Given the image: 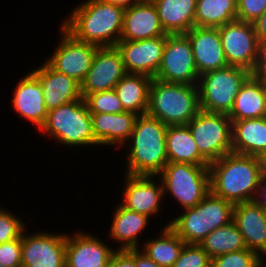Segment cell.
I'll list each match as a JSON object with an SVG mask.
<instances>
[{"label":"cell","mask_w":266,"mask_h":267,"mask_svg":"<svg viewBox=\"0 0 266 267\" xmlns=\"http://www.w3.org/2000/svg\"><path fill=\"white\" fill-rule=\"evenodd\" d=\"M125 8L100 0H84L61 25L75 39L98 47H114L120 41Z\"/></svg>","instance_id":"6da1fadb"},{"label":"cell","mask_w":266,"mask_h":267,"mask_svg":"<svg viewBox=\"0 0 266 267\" xmlns=\"http://www.w3.org/2000/svg\"><path fill=\"white\" fill-rule=\"evenodd\" d=\"M210 191L233 203L253 201L262 176L258 157L229 153L209 164Z\"/></svg>","instance_id":"7a4b0ae2"},{"label":"cell","mask_w":266,"mask_h":267,"mask_svg":"<svg viewBox=\"0 0 266 267\" xmlns=\"http://www.w3.org/2000/svg\"><path fill=\"white\" fill-rule=\"evenodd\" d=\"M167 127L147 114L138 115L127 147L126 175L158 176L168 163L166 152Z\"/></svg>","instance_id":"3957f363"},{"label":"cell","mask_w":266,"mask_h":267,"mask_svg":"<svg viewBox=\"0 0 266 267\" xmlns=\"http://www.w3.org/2000/svg\"><path fill=\"white\" fill-rule=\"evenodd\" d=\"M200 111L197 85L168 83L153 78L146 114L166 126L187 125Z\"/></svg>","instance_id":"277c9868"},{"label":"cell","mask_w":266,"mask_h":267,"mask_svg":"<svg viewBox=\"0 0 266 267\" xmlns=\"http://www.w3.org/2000/svg\"><path fill=\"white\" fill-rule=\"evenodd\" d=\"M234 204L211 191L194 207L167 223L187 244H199L213 230L233 220Z\"/></svg>","instance_id":"5b68a950"},{"label":"cell","mask_w":266,"mask_h":267,"mask_svg":"<svg viewBox=\"0 0 266 267\" xmlns=\"http://www.w3.org/2000/svg\"><path fill=\"white\" fill-rule=\"evenodd\" d=\"M39 132L63 146L76 149L92 145L99 147L92 130L91 113L84 98L48 111Z\"/></svg>","instance_id":"8992f818"},{"label":"cell","mask_w":266,"mask_h":267,"mask_svg":"<svg viewBox=\"0 0 266 267\" xmlns=\"http://www.w3.org/2000/svg\"><path fill=\"white\" fill-rule=\"evenodd\" d=\"M158 177L164 195L174 197L182 210L194 207L210 192L209 166L168 162Z\"/></svg>","instance_id":"52a82bcc"},{"label":"cell","mask_w":266,"mask_h":267,"mask_svg":"<svg viewBox=\"0 0 266 267\" xmlns=\"http://www.w3.org/2000/svg\"><path fill=\"white\" fill-rule=\"evenodd\" d=\"M250 72L236 66H226L202 74L198 80L200 110L229 114L241 85Z\"/></svg>","instance_id":"ba28073f"},{"label":"cell","mask_w":266,"mask_h":267,"mask_svg":"<svg viewBox=\"0 0 266 267\" xmlns=\"http://www.w3.org/2000/svg\"><path fill=\"white\" fill-rule=\"evenodd\" d=\"M187 126L209 163L232 152V121L227 114L200 110Z\"/></svg>","instance_id":"9c48e42d"},{"label":"cell","mask_w":266,"mask_h":267,"mask_svg":"<svg viewBox=\"0 0 266 267\" xmlns=\"http://www.w3.org/2000/svg\"><path fill=\"white\" fill-rule=\"evenodd\" d=\"M194 55L186 34H167L161 63L155 79L168 83L197 85Z\"/></svg>","instance_id":"30bf717a"},{"label":"cell","mask_w":266,"mask_h":267,"mask_svg":"<svg viewBox=\"0 0 266 267\" xmlns=\"http://www.w3.org/2000/svg\"><path fill=\"white\" fill-rule=\"evenodd\" d=\"M60 42L46 62L57 72L75 79L80 84L91 68L98 46L75 39L61 25Z\"/></svg>","instance_id":"8fae6325"},{"label":"cell","mask_w":266,"mask_h":267,"mask_svg":"<svg viewBox=\"0 0 266 267\" xmlns=\"http://www.w3.org/2000/svg\"><path fill=\"white\" fill-rule=\"evenodd\" d=\"M22 232V267H66V234Z\"/></svg>","instance_id":"7c38bea8"},{"label":"cell","mask_w":266,"mask_h":267,"mask_svg":"<svg viewBox=\"0 0 266 267\" xmlns=\"http://www.w3.org/2000/svg\"><path fill=\"white\" fill-rule=\"evenodd\" d=\"M218 29L228 65L250 72L255 64L258 49L253 24L235 20Z\"/></svg>","instance_id":"4fadbf2b"},{"label":"cell","mask_w":266,"mask_h":267,"mask_svg":"<svg viewBox=\"0 0 266 267\" xmlns=\"http://www.w3.org/2000/svg\"><path fill=\"white\" fill-rule=\"evenodd\" d=\"M127 74L120 51L114 47H99L95 53L91 68L81 83V94L112 90Z\"/></svg>","instance_id":"5bb4252c"},{"label":"cell","mask_w":266,"mask_h":267,"mask_svg":"<svg viewBox=\"0 0 266 267\" xmlns=\"http://www.w3.org/2000/svg\"><path fill=\"white\" fill-rule=\"evenodd\" d=\"M155 178L159 180V184ZM123 191L120 203L123 207L144 214L149 218L160 213L161 201L165 196L162 182L158 176L125 174Z\"/></svg>","instance_id":"9a60e30c"},{"label":"cell","mask_w":266,"mask_h":267,"mask_svg":"<svg viewBox=\"0 0 266 267\" xmlns=\"http://www.w3.org/2000/svg\"><path fill=\"white\" fill-rule=\"evenodd\" d=\"M166 37L167 34L136 41L120 40L116 48L121 53L127 73L154 78L161 63Z\"/></svg>","instance_id":"2e32d148"},{"label":"cell","mask_w":266,"mask_h":267,"mask_svg":"<svg viewBox=\"0 0 266 267\" xmlns=\"http://www.w3.org/2000/svg\"><path fill=\"white\" fill-rule=\"evenodd\" d=\"M114 251L94 234L66 233V267H108Z\"/></svg>","instance_id":"e0dca14e"},{"label":"cell","mask_w":266,"mask_h":267,"mask_svg":"<svg viewBox=\"0 0 266 267\" xmlns=\"http://www.w3.org/2000/svg\"><path fill=\"white\" fill-rule=\"evenodd\" d=\"M30 72L41 84L47 111L83 99L81 84L75 79L57 72L46 61Z\"/></svg>","instance_id":"ac0fdd59"},{"label":"cell","mask_w":266,"mask_h":267,"mask_svg":"<svg viewBox=\"0 0 266 267\" xmlns=\"http://www.w3.org/2000/svg\"><path fill=\"white\" fill-rule=\"evenodd\" d=\"M186 35L199 76L228 66L218 28L194 26Z\"/></svg>","instance_id":"d6986e66"},{"label":"cell","mask_w":266,"mask_h":267,"mask_svg":"<svg viewBox=\"0 0 266 267\" xmlns=\"http://www.w3.org/2000/svg\"><path fill=\"white\" fill-rule=\"evenodd\" d=\"M166 34L152 0H138L125 8L120 40L136 41Z\"/></svg>","instance_id":"ffe728a7"},{"label":"cell","mask_w":266,"mask_h":267,"mask_svg":"<svg viewBox=\"0 0 266 267\" xmlns=\"http://www.w3.org/2000/svg\"><path fill=\"white\" fill-rule=\"evenodd\" d=\"M11 99L13 110L40 130L47 119L43 90L39 80L30 72L17 82Z\"/></svg>","instance_id":"44dd1931"},{"label":"cell","mask_w":266,"mask_h":267,"mask_svg":"<svg viewBox=\"0 0 266 267\" xmlns=\"http://www.w3.org/2000/svg\"><path fill=\"white\" fill-rule=\"evenodd\" d=\"M232 221L242 234L247 249L260 255L266 249V212L254 201L237 203Z\"/></svg>","instance_id":"7402d4cb"},{"label":"cell","mask_w":266,"mask_h":267,"mask_svg":"<svg viewBox=\"0 0 266 267\" xmlns=\"http://www.w3.org/2000/svg\"><path fill=\"white\" fill-rule=\"evenodd\" d=\"M138 115L133 112L91 114L95 140L101 146L123 148L129 140Z\"/></svg>","instance_id":"603a6c76"},{"label":"cell","mask_w":266,"mask_h":267,"mask_svg":"<svg viewBox=\"0 0 266 267\" xmlns=\"http://www.w3.org/2000/svg\"><path fill=\"white\" fill-rule=\"evenodd\" d=\"M115 211L113 212V221L108 236L111 241L119 243V248L116 249H137L140 248V234L147 228L149 223L148 216L137 213L123 207L120 202L116 204Z\"/></svg>","instance_id":"cb8c5ba5"},{"label":"cell","mask_w":266,"mask_h":267,"mask_svg":"<svg viewBox=\"0 0 266 267\" xmlns=\"http://www.w3.org/2000/svg\"><path fill=\"white\" fill-rule=\"evenodd\" d=\"M266 151V117L232 121V153L259 157Z\"/></svg>","instance_id":"d4e9b609"},{"label":"cell","mask_w":266,"mask_h":267,"mask_svg":"<svg viewBox=\"0 0 266 267\" xmlns=\"http://www.w3.org/2000/svg\"><path fill=\"white\" fill-rule=\"evenodd\" d=\"M231 121L266 117V83L249 76L228 114Z\"/></svg>","instance_id":"484cf974"},{"label":"cell","mask_w":266,"mask_h":267,"mask_svg":"<svg viewBox=\"0 0 266 267\" xmlns=\"http://www.w3.org/2000/svg\"><path fill=\"white\" fill-rule=\"evenodd\" d=\"M167 34H186L194 27L197 0H152Z\"/></svg>","instance_id":"4316f807"},{"label":"cell","mask_w":266,"mask_h":267,"mask_svg":"<svg viewBox=\"0 0 266 267\" xmlns=\"http://www.w3.org/2000/svg\"><path fill=\"white\" fill-rule=\"evenodd\" d=\"M166 152L168 162L190 163L209 166L199 153L198 147L187 125L168 126L166 130Z\"/></svg>","instance_id":"83f0119b"},{"label":"cell","mask_w":266,"mask_h":267,"mask_svg":"<svg viewBox=\"0 0 266 267\" xmlns=\"http://www.w3.org/2000/svg\"><path fill=\"white\" fill-rule=\"evenodd\" d=\"M153 78L143 74H126L115 86L124 110L144 115L148 109L149 87Z\"/></svg>","instance_id":"f1b7e54d"},{"label":"cell","mask_w":266,"mask_h":267,"mask_svg":"<svg viewBox=\"0 0 266 267\" xmlns=\"http://www.w3.org/2000/svg\"><path fill=\"white\" fill-rule=\"evenodd\" d=\"M159 232L161 234L156 239L143 241L140 249L143 247L141 251L160 267H172L186 243L167 224Z\"/></svg>","instance_id":"f546056e"},{"label":"cell","mask_w":266,"mask_h":267,"mask_svg":"<svg viewBox=\"0 0 266 267\" xmlns=\"http://www.w3.org/2000/svg\"><path fill=\"white\" fill-rule=\"evenodd\" d=\"M237 0H197L194 26L219 28L237 20Z\"/></svg>","instance_id":"4dcf8cb0"},{"label":"cell","mask_w":266,"mask_h":267,"mask_svg":"<svg viewBox=\"0 0 266 267\" xmlns=\"http://www.w3.org/2000/svg\"><path fill=\"white\" fill-rule=\"evenodd\" d=\"M199 245L211 259L218 255L247 249L243 236L233 221L213 230Z\"/></svg>","instance_id":"1f68e13d"},{"label":"cell","mask_w":266,"mask_h":267,"mask_svg":"<svg viewBox=\"0 0 266 267\" xmlns=\"http://www.w3.org/2000/svg\"><path fill=\"white\" fill-rule=\"evenodd\" d=\"M84 100L91 114L125 112L122 102L114 89L88 94Z\"/></svg>","instance_id":"d6a6232c"},{"label":"cell","mask_w":266,"mask_h":267,"mask_svg":"<svg viewBox=\"0 0 266 267\" xmlns=\"http://www.w3.org/2000/svg\"><path fill=\"white\" fill-rule=\"evenodd\" d=\"M260 255L244 249L218 255L211 259V267H260Z\"/></svg>","instance_id":"836d02e7"},{"label":"cell","mask_w":266,"mask_h":267,"mask_svg":"<svg viewBox=\"0 0 266 267\" xmlns=\"http://www.w3.org/2000/svg\"><path fill=\"white\" fill-rule=\"evenodd\" d=\"M172 267H211V258L199 244H185Z\"/></svg>","instance_id":"e575fe53"},{"label":"cell","mask_w":266,"mask_h":267,"mask_svg":"<svg viewBox=\"0 0 266 267\" xmlns=\"http://www.w3.org/2000/svg\"><path fill=\"white\" fill-rule=\"evenodd\" d=\"M26 223L16 215L0 207V244L18 239Z\"/></svg>","instance_id":"d590c367"},{"label":"cell","mask_w":266,"mask_h":267,"mask_svg":"<svg viewBox=\"0 0 266 267\" xmlns=\"http://www.w3.org/2000/svg\"><path fill=\"white\" fill-rule=\"evenodd\" d=\"M22 234L18 239L0 244V263L4 267H22Z\"/></svg>","instance_id":"8d00e7d4"},{"label":"cell","mask_w":266,"mask_h":267,"mask_svg":"<svg viewBox=\"0 0 266 267\" xmlns=\"http://www.w3.org/2000/svg\"><path fill=\"white\" fill-rule=\"evenodd\" d=\"M237 20L253 23L266 9V0H237Z\"/></svg>","instance_id":"74e56055"},{"label":"cell","mask_w":266,"mask_h":267,"mask_svg":"<svg viewBox=\"0 0 266 267\" xmlns=\"http://www.w3.org/2000/svg\"><path fill=\"white\" fill-rule=\"evenodd\" d=\"M250 76L266 83V40L258 41L257 57Z\"/></svg>","instance_id":"f35d334b"},{"label":"cell","mask_w":266,"mask_h":267,"mask_svg":"<svg viewBox=\"0 0 266 267\" xmlns=\"http://www.w3.org/2000/svg\"><path fill=\"white\" fill-rule=\"evenodd\" d=\"M108 267H136L135 249H116L109 260Z\"/></svg>","instance_id":"ab89813d"},{"label":"cell","mask_w":266,"mask_h":267,"mask_svg":"<svg viewBox=\"0 0 266 267\" xmlns=\"http://www.w3.org/2000/svg\"><path fill=\"white\" fill-rule=\"evenodd\" d=\"M253 201L266 212V175L261 176Z\"/></svg>","instance_id":"60d3db41"},{"label":"cell","mask_w":266,"mask_h":267,"mask_svg":"<svg viewBox=\"0 0 266 267\" xmlns=\"http://www.w3.org/2000/svg\"><path fill=\"white\" fill-rule=\"evenodd\" d=\"M252 24L257 40H266V9Z\"/></svg>","instance_id":"b9f144b4"},{"label":"cell","mask_w":266,"mask_h":267,"mask_svg":"<svg viewBox=\"0 0 266 267\" xmlns=\"http://www.w3.org/2000/svg\"><path fill=\"white\" fill-rule=\"evenodd\" d=\"M136 267H160L155 261L150 259L140 248L135 249Z\"/></svg>","instance_id":"7bdbcfd3"},{"label":"cell","mask_w":266,"mask_h":267,"mask_svg":"<svg viewBox=\"0 0 266 267\" xmlns=\"http://www.w3.org/2000/svg\"><path fill=\"white\" fill-rule=\"evenodd\" d=\"M100 1L117 4L126 8L136 3L138 0H100Z\"/></svg>","instance_id":"ee69618b"},{"label":"cell","mask_w":266,"mask_h":267,"mask_svg":"<svg viewBox=\"0 0 266 267\" xmlns=\"http://www.w3.org/2000/svg\"><path fill=\"white\" fill-rule=\"evenodd\" d=\"M259 163L262 175H266V151H264L259 157Z\"/></svg>","instance_id":"f6af8a7d"},{"label":"cell","mask_w":266,"mask_h":267,"mask_svg":"<svg viewBox=\"0 0 266 267\" xmlns=\"http://www.w3.org/2000/svg\"><path fill=\"white\" fill-rule=\"evenodd\" d=\"M263 255V256H262ZM260 267H264L266 264V261L263 259L266 257V249L260 254Z\"/></svg>","instance_id":"bcb514c9"}]
</instances>
